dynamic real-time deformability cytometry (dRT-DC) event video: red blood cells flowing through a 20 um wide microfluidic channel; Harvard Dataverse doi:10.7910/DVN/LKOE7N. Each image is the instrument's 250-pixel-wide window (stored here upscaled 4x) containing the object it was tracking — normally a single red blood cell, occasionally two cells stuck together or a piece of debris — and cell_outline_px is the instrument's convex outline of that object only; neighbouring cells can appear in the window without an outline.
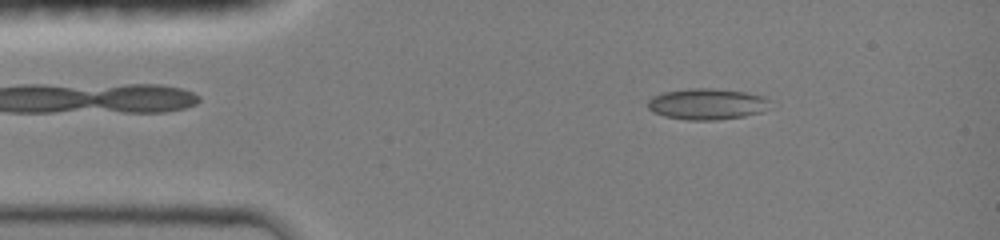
{"species": "common noctule bat (a hibernating species)", "species_latin": "Nyctalus noctula", "temperature_condition": "room temperature", "stored_images_in_passage": 2, "camera_frame_rate_fps": 3000, "um_per_image_px": 0.085, "animal": {"sex": "female", "body_mass_g": 19.0, "forearm_length_mm": 51.5}, "frame": {"image": 1, "passage_image": 1, "time_ms": 0.0, "image_size_px": [1000, 240], "cell_outline_px": [[776, 108], [764, 112], [744, 116], [716, 120], [688, 120], [664, 116], [652, 112], [648, 108], [648, 100], [652, 96], [664, 92], [692, 88], [712, 88], [744, 92], [764, 96]], "centroid_in_image_um": [60.17, 8.85], "position_along_channel_um": 24.8, "area_um2": 22.54}}